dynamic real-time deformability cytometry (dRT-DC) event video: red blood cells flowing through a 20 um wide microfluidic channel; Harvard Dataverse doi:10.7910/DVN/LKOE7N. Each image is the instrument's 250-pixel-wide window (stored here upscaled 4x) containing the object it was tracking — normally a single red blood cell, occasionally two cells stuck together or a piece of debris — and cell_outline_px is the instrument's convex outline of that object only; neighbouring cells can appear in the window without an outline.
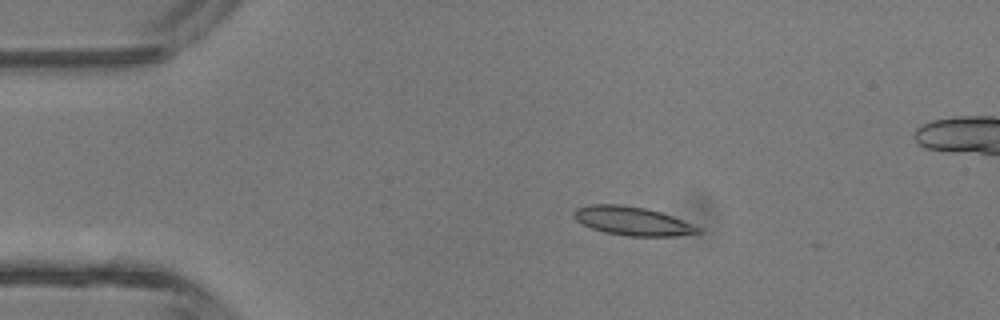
{"species": "common noctule bat (a hibernating species)", "species_latin": "Nyctalus noctula", "temperature_condition": "room temperature", "stored_images_in_passage": 4, "camera_frame_rate_fps": 3000, "um_per_image_px": 0.085, "animal": {"sex": "male", "body_mass_g": 13.3}, "frame": {"image": 1, "passage_image": 2, "time_ms": 1.333, "image_size_px": [1000, 320], "cell_outline_px": [[700, 232], [676, 236], [628, 236], [604, 232], [592, 228], [576, 220], [572, 216], [572, 212], [576, 208], [588, 204], [620, 204], [644, 208], [660, 212], [672, 216], [692, 224], [700, 228]], "centroid_in_image_um": [53.7, 18.78], "position_along_channel_um": 31.3, "area_um2": 20.63}}
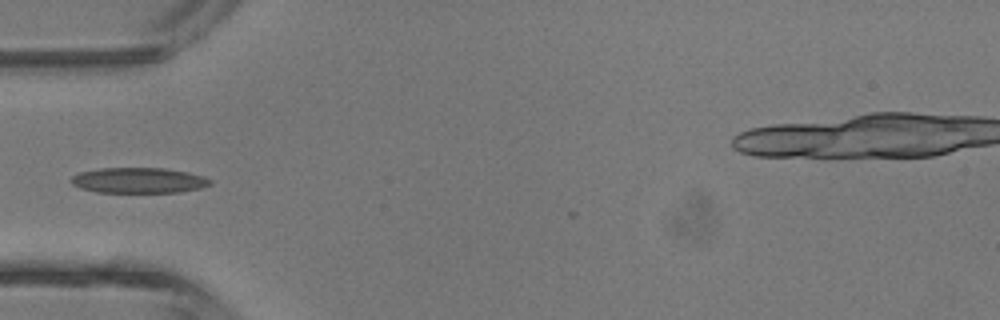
{"frame": {"image": 2, "passage_image": 3, "time_ms": 3.333, "image_size_px": [1000, 320], "cell_outline_px": [[212, 184], [200, 188], [180, 192], [96, 192], [80, 188], [72, 184], [68, 180], [72, 176], [80, 172], [100, 168], [164, 168], [188, 172], [204, 176], [212, 180]], "centroid_in_image_um": [11.78, 15.33], "position_along_channel_um": 73.2, "area_um2": 20.75}}